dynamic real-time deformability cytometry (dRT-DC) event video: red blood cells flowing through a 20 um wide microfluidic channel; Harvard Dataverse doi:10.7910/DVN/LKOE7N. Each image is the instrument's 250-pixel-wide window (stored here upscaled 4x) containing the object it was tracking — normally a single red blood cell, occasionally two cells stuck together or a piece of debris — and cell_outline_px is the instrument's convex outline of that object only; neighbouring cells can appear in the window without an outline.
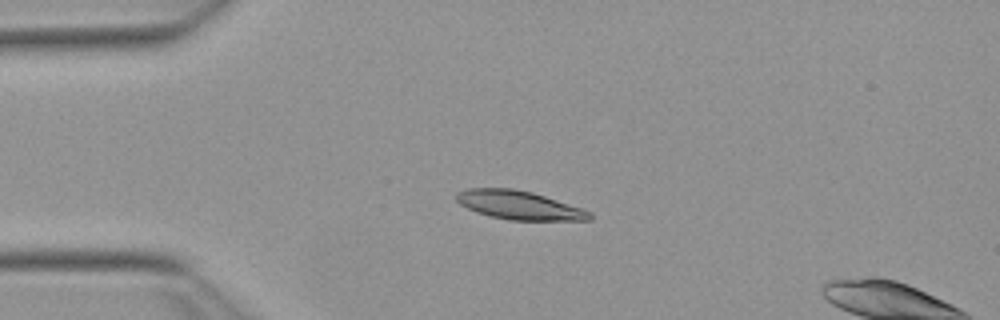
{"species": "Egyptian fruit bat (a non-hibernating species)", "species_latin": "Rousettus aegyptiacus", "temperature_condition": "warm", "stored_images_in_passage": 6, "camera_frame_rate_fps": 3000, "um_per_image_px": 0.085, "animal": {"sex": "female"}, "frame": {"image": 1, "passage_image": 3, "time_ms": 0.667, "image_size_px": [1000, 320], "cell_outline_px": [[592, 220], [508, 220], [488, 216], [476, 212], [460, 204], [456, 200], [456, 192], [468, 188], [512, 188], [532, 192], [592, 212]], "centroid_in_image_um": [44.08, 17.44], "position_along_channel_um": 40.9, "area_um2": 22.2}}